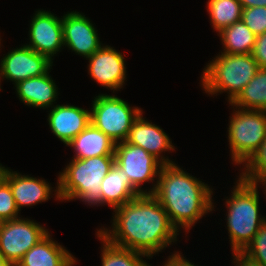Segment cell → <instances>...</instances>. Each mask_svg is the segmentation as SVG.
Listing matches in <instances>:
<instances>
[{
  "instance_id": "cell-33",
  "label": "cell",
  "mask_w": 266,
  "mask_h": 266,
  "mask_svg": "<svg viewBox=\"0 0 266 266\" xmlns=\"http://www.w3.org/2000/svg\"><path fill=\"white\" fill-rule=\"evenodd\" d=\"M0 266H12L0 252Z\"/></svg>"
},
{
  "instance_id": "cell-9",
  "label": "cell",
  "mask_w": 266,
  "mask_h": 266,
  "mask_svg": "<svg viewBox=\"0 0 266 266\" xmlns=\"http://www.w3.org/2000/svg\"><path fill=\"white\" fill-rule=\"evenodd\" d=\"M49 229L34 219L19 217L9 221L0 222V252L12 265L23 258Z\"/></svg>"
},
{
  "instance_id": "cell-5",
  "label": "cell",
  "mask_w": 266,
  "mask_h": 266,
  "mask_svg": "<svg viewBox=\"0 0 266 266\" xmlns=\"http://www.w3.org/2000/svg\"><path fill=\"white\" fill-rule=\"evenodd\" d=\"M258 68L252 54L218 53L204 66L199 83L203 93L213 98L227 93L229 104L255 76Z\"/></svg>"
},
{
  "instance_id": "cell-16",
  "label": "cell",
  "mask_w": 266,
  "mask_h": 266,
  "mask_svg": "<svg viewBox=\"0 0 266 266\" xmlns=\"http://www.w3.org/2000/svg\"><path fill=\"white\" fill-rule=\"evenodd\" d=\"M47 123L51 133L64 145L82 132L90 124V110L66 104H56L48 109Z\"/></svg>"
},
{
  "instance_id": "cell-4",
  "label": "cell",
  "mask_w": 266,
  "mask_h": 266,
  "mask_svg": "<svg viewBox=\"0 0 266 266\" xmlns=\"http://www.w3.org/2000/svg\"><path fill=\"white\" fill-rule=\"evenodd\" d=\"M114 164L115 156L71 159L57 175L60 202L101 206L102 181Z\"/></svg>"
},
{
  "instance_id": "cell-21",
  "label": "cell",
  "mask_w": 266,
  "mask_h": 266,
  "mask_svg": "<svg viewBox=\"0 0 266 266\" xmlns=\"http://www.w3.org/2000/svg\"><path fill=\"white\" fill-rule=\"evenodd\" d=\"M225 54H251L256 42V35L240 20L224 28L217 34Z\"/></svg>"
},
{
  "instance_id": "cell-18",
  "label": "cell",
  "mask_w": 266,
  "mask_h": 266,
  "mask_svg": "<svg viewBox=\"0 0 266 266\" xmlns=\"http://www.w3.org/2000/svg\"><path fill=\"white\" fill-rule=\"evenodd\" d=\"M48 232L34 245L16 266H75L76 257Z\"/></svg>"
},
{
  "instance_id": "cell-17",
  "label": "cell",
  "mask_w": 266,
  "mask_h": 266,
  "mask_svg": "<svg viewBox=\"0 0 266 266\" xmlns=\"http://www.w3.org/2000/svg\"><path fill=\"white\" fill-rule=\"evenodd\" d=\"M52 67L43 75L31 77L13 86L19 101L24 105L39 109H51L58 101L59 88L51 77Z\"/></svg>"
},
{
  "instance_id": "cell-13",
  "label": "cell",
  "mask_w": 266,
  "mask_h": 266,
  "mask_svg": "<svg viewBox=\"0 0 266 266\" xmlns=\"http://www.w3.org/2000/svg\"><path fill=\"white\" fill-rule=\"evenodd\" d=\"M64 48L89 58L105 43L100 41L96 25L82 12L68 11L62 16Z\"/></svg>"
},
{
  "instance_id": "cell-22",
  "label": "cell",
  "mask_w": 266,
  "mask_h": 266,
  "mask_svg": "<svg viewBox=\"0 0 266 266\" xmlns=\"http://www.w3.org/2000/svg\"><path fill=\"white\" fill-rule=\"evenodd\" d=\"M230 106L266 111V68H258L255 76L239 95L229 103Z\"/></svg>"
},
{
  "instance_id": "cell-29",
  "label": "cell",
  "mask_w": 266,
  "mask_h": 266,
  "mask_svg": "<svg viewBox=\"0 0 266 266\" xmlns=\"http://www.w3.org/2000/svg\"><path fill=\"white\" fill-rule=\"evenodd\" d=\"M251 54L259 68H266V32L256 36V42Z\"/></svg>"
},
{
  "instance_id": "cell-31",
  "label": "cell",
  "mask_w": 266,
  "mask_h": 266,
  "mask_svg": "<svg viewBox=\"0 0 266 266\" xmlns=\"http://www.w3.org/2000/svg\"><path fill=\"white\" fill-rule=\"evenodd\" d=\"M232 254V264L234 266H263L258 262L251 260L249 257L244 255L242 252H231Z\"/></svg>"
},
{
  "instance_id": "cell-12",
  "label": "cell",
  "mask_w": 266,
  "mask_h": 266,
  "mask_svg": "<svg viewBox=\"0 0 266 266\" xmlns=\"http://www.w3.org/2000/svg\"><path fill=\"white\" fill-rule=\"evenodd\" d=\"M46 56L37 53L25 43L9 50L0 59V86L1 81L9 80L13 85L31 77L45 74L52 66Z\"/></svg>"
},
{
  "instance_id": "cell-30",
  "label": "cell",
  "mask_w": 266,
  "mask_h": 266,
  "mask_svg": "<svg viewBox=\"0 0 266 266\" xmlns=\"http://www.w3.org/2000/svg\"><path fill=\"white\" fill-rule=\"evenodd\" d=\"M162 266H198L193 262L189 261L186 256L181 253V251L170 252V256H167Z\"/></svg>"
},
{
  "instance_id": "cell-25",
  "label": "cell",
  "mask_w": 266,
  "mask_h": 266,
  "mask_svg": "<svg viewBox=\"0 0 266 266\" xmlns=\"http://www.w3.org/2000/svg\"><path fill=\"white\" fill-rule=\"evenodd\" d=\"M238 176L245 181L261 184L266 180V136L258 149L241 165Z\"/></svg>"
},
{
  "instance_id": "cell-24",
  "label": "cell",
  "mask_w": 266,
  "mask_h": 266,
  "mask_svg": "<svg viewBox=\"0 0 266 266\" xmlns=\"http://www.w3.org/2000/svg\"><path fill=\"white\" fill-rule=\"evenodd\" d=\"M206 3L210 25L217 34L241 20L243 7L239 0H208Z\"/></svg>"
},
{
  "instance_id": "cell-8",
  "label": "cell",
  "mask_w": 266,
  "mask_h": 266,
  "mask_svg": "<svg viewBox=\"0 0 266 266\" xmlns=\"http://www.w3.org/2000/svg\"><path fill=\"white\" fill-rule=\"evenodd\" d=\"M115 164L127 175L130 183L141 194H152L155 191L158 175L163 164L149 154L140 146L130 144L126 141L115 145ZM149 183L148 187L143 188V184ZM145 189V190H144Z\"/></svg>"
},
{
  "instance_id": "cell-10",
  "label": "cell",
  "mask_w": 266,
  "mask_h": 266,
  "mask_svg": "<svg viewBox=\"0 0 266 266\" xmlns=\"http://www.w3.org/2000/svg\"><path fill=\"white\" fill-rule=\"evenodd\" d=\"M29 23V41L25 45L53 62L64 49L62 16L50 10L36 9Z\"/></svg>"
},
{
  "instance_id": "cell-27",
  "label": "cell",
  "mask_w": 266,
  "mask_h": 266,
  "mask_svg": "<svg viewBox=\"0 0 266 266\" xmlns=\"http://www.w3.org/2000/svg\"><path fill=\"white\" fill-rule=\"evenodd\" d=\"M242 253L251 260L266 266V221Z\"/></svg>"
},
{
  "instance_id": "cell-15",
  "label": "cell",
  "mask_w": 266,
  "mask_h": 266,
  "mask_svg": "<svg viewBox=\"0 0 266 266\" xmlns=\"http://www.w3.org/2000/svg\"><path fill=\"white\" fill-rule=\"evenodd\" d=\"M143 113L144 111L133 122L126 142L142 147L163 165L175 163L174 159L165 156L176 151L169 134L151 120L148 121Z\"/></svg>"
},
{
  "instance_id": "cell-11",
  "label": "cell",
  "mask_w": 266,
  "mask_h": 266,
  "mask_svg": "<svg viewBox=\"0 0 266 266\" xmlns=\"http://www.w3.org/2000/svg\"><path fill=\"white\" fill-rule=\"evenodd\" d=\"M86 60L89 62L87 71L91 80L112 93L124 88L128 78L124 53L104 44Z\"/></svg>"
},
{
  "instance_id": "cell-28",
  "label": "cell",
  "mask_w": 266,
  "mask_h": 266,
  "mask_svg": "<svg viewBox=\"0 0 266 266\" xmlns=\"http://www.w3.org/2000/svg\"><path fill=\"white\" fill-rule=\"evenodd\" d=\"M241 20L256 35L266 32V7H250L243 9Z\"/></svg>"
},
{
  "instance_id": "cell-34",
  "label": "cell",
  "mask_w": 266,
  "mask_h": 266,
  "mask_svg": "<svg viewBox=\"0 0 266 266\" xmlns=\"http://www.w3.org/2000/svg\"><path fill=\"white\" fill-rule=\"evenodd\" d=\"M261 185L263 186V188L264 189H262V191H263V194L265 195V197H266V180L265 181H263L262 183H261Z\"/></svg>"
},
{
  "instance_id": "cell-6",
  "label": "cell",
  "mask_w": 266,
  "mask_h": 266,
  "mask_svg": "<svg viewBox=\"0 0 266 266\" xmlns=\"http://www.w3.org/2000/svg\"><path fill=\"white\" fill-rule=\"evenodd\" d=\"M227 124L231 164L241 165L253 154L266 136V111L230 107Z\"/></svg>"
},
{
  "instance_id": "cell-19",
  "label": "cell",
  "mask_w": 266,
  "mask_h": 266,
  "mask_svg": "<svg viewBox=\"0 0 266 266\" xmlns=\"http://www.w3.org/2000/svg\"><path fill=\"white\" fill-rule=\"evenodd\" d=\"M116 143L91 122L66 146L73 150L72 159L114 156Z\"/></svg>"
},
{
  "instance_id": "cell-14",
  "label": "cell",
  "mask_w": 266,
  "mask_h": 266,
  "mask_svg": "<svg viewBox=\"0 0 266 266\" xmlns=\"http://www.w3.org/2000/svg\"><path fill=\"white\" fill-rule=\"evenodd\" d=\"M2 177L10 185L20 214L22 208H29L38 205V203L47 202L51 197H55V201H60L58 182H56V186L52 187L46 179L36 178L31 174H22V172L13 171L8 167H5Z\"/></svg>"
},
{
  "instance_id": "cell-36",
  "label": "cell",
  "mask_w": 266,
  "mask_h": 266,
  "mask_svg": "<svg viewBox=\"0 0 266 266\" xmlns=\"http://www.w3.org/2000/svg\"><path fill=\"white\" fill-rule=\"evenodd\" d=\"M1 37H2V36H1V33H0V48L3 46V45H2V42H1V40H2ZM0 53H1V49H0Z\"/></svg>"
},
{
  "instance_id": "cell-1",
  "label": "cell",
  "mask_w": 266,
  "mask_h": 266,
  "mask_svg": "<svg viewBox=\"0 0 266 266\" xmlns=\"http://www.w3.org/2000/svg\"><path fill=\"white\" fill-rule=\"evenodd\" d=\"M111 227L97 232L112 245L153 256L177 244L178 230L152 194H141L113 209Z\"/></svg>"
},
{
  "instance_id": "cell-3",
  "label": "cell",
  "mask_w": 266,
  "mask_h": 266,
  "mask_svg": "<svg viewBox=\"0 0 266 266\" xmlns=\"http://www.w3.org/2000/svg\"><path fill=\"white\" fill-rule=\"evenodd\" d=\"M229 196H225L224 207L226 229L229 236L230 251L242 252L252 241L266 216L260 213L261 184L237 178Z\"/></svg>"
},
{
  "instance_id": "cell-2",
  "label": "cell",
  "mask_w": 266,
  "mask_h": 266,
  "mask_svg": "<svg viewBox=\"0 0 266 266\" xmlns=\"http://www.w3.org/2000/svg\"><path fill=\"white\" fill-rule=\"evenodd\" d=\"M214 190L192 173L183 170L182 166L173 163L162 166L152 195L163 206L178 232L184 230V235L188 237L187 234L198 221L200 223L205 215L213 214L216 210L212 198Z\"/></svg>"
},
{
  "instance_id": "cell-7",
  "label": "cell",
  "mask_w": 266,
  "mask_h": 266,
  "mask_svg": "<svg viewBox=\"0 0 266 266\" xmlns=\"http://www.w3.org/2000/svg\"><path fill=\"white\" fill-rule=\"evenodd\" d=\"M90 122L115 143L126 141L130 128L143 111L130 105L116 93H98L93 97Z\"/></svg>"
},
{
  "instance_id": "cell-23",
  "label": "cell",
  "mask_w": 266,
  "mask_h": 266,
  "mask_svg": "<svg viewBox=\"0 0 266 266\" xmlns=\"http://www.w3.org/2000/svg\"><path fill=\"white\" fill-rule=\"evenodd\" d=\"M95 232V237L101 242V266H153L146 261L150 260V256L112 245L97 231Z\"/></svg>"
},
{
  "instance_id": "cell-32",
  "label": "cell",
  "mask_w": 266,
  "mask_h": 266,
  "mask_svg": "<svg viewBox=\"0 0 266 266\" xmlns=\"http://www.w3.org/2000/svg\"><path fill=\"white\" fill-rule=\"evenodd\" d=\"M243 9L250 7L264 6L266 7V0H239Z\"/></svg>"
},
{
  "instance_id": "cell-35",
  "label": "cell",
  "mask_w": 266,
  "mask_h": 266,
  "mask_svg": "<svg viewBox=\"0 0 266 266\" xmlns=\"http://www.w3.org/2000/svg\"><path fill=\"white\" fill-rule=\"evenodd\" d=\"M5 169V166H3L1 163H0V178L2 177L3 175V171Z\"/></svg>"
},
{
  "instance_id": "cell-20",
  "label": "cell",
  "mask_w": 266,
  "mask_h": 266,
  "mask_svg": "<svg viewBox=\"0 0 266 266\" xmlns=\"http://www.w3.org/2000/svg\"><path fill=\"white\" fill-rule=\"evenodd\" d=\"M101 187V206H109L112 210L141 195L116 164L103 178Z\"/></svg>"
},
{
  "instance_id": "cell-26",
  "label": "cell",
  "mask_w": 266,
  "mask_h": 266,
  "mask_svg": "<svg viewBox=\"0 0 266 266\" xmlns=\"http://www.w3.org/2000/svg\"><path fill=\"white\" fill-rule=\"evenodd\" d=\"M16 202L12 195L9 183L3 178H0V222L9 221L19 218Z\"/></svg>"
}]
</instances>
